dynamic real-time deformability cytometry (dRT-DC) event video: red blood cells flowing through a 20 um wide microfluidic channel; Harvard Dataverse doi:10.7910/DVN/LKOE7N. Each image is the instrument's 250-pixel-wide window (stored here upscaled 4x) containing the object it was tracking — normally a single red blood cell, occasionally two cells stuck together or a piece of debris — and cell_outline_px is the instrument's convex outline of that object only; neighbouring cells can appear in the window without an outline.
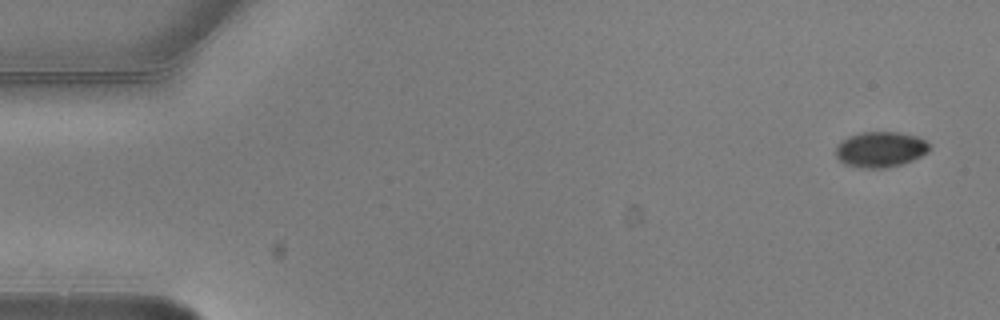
{"species": "common noctule bat (a hibernating species)", "species_latin": "Nyctalus noctula", "temperature_condition": "warm", "stored_images_in_passage": 6, "segment_of_instrument_passage": [1, 2], "camera_frame_rate_fps": 3000, "um_per_image_px": 0.085, "animal": {"sex": "male", "body_mass_g": 20.5, "forearm_length_mm": 52.5}, "frame": {"image": 1, "passage_image": 1, "time_ms": 0.0, "image_size_px": [1000, 320], "cell_outline_px": [[928, 152], [912, 160], [900, 164], [884, 168], [856, 168], [844, 164], [836, 156], [836, 144], [840, 140], [848, 136], [860, 132], [900, 132], [916, 136], [924, 140], [928, 144]], "centroid_in_image_um": [74.77, 12.7], "position_along_channel_um": 10.2, "area_um2": 19.48}}